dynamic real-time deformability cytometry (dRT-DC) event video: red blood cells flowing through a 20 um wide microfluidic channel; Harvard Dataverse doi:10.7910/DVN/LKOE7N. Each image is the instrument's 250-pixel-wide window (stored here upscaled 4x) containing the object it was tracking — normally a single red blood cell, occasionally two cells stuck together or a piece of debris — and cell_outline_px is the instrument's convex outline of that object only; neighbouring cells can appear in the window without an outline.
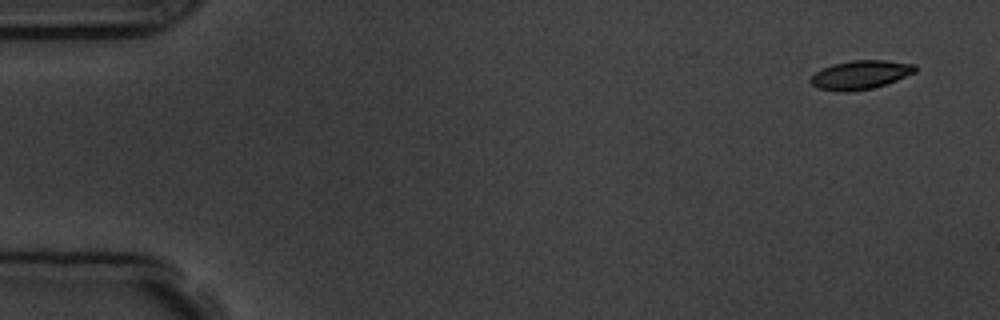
{"species": "common noctule bat (a hibernating species)", "species_latin": "Nyctalus noctula", "temperature_condition": "room temperature", "stored_images_in_passage": 4, "camera_frame_rate_fps": 3000, "um_per_image_px": 0.085, "animal": {"sex": "male", "body_mass_g": 19.5, "forearm_length_mm": 54.6}, "frame": {"image": 1, "passage_image": 1, "time_ms": 0.0, "image_size_px": [1000, 320], "cell_outline_px": [[916, 72], [896, 80], [872, 88], [848, 92], [844, 92], [816, 88], [808, 80], [816, 72], [832, 64], [852, 60], [884, 60], [916, 64]], "centroid_in_image_um": [73.13, 6.35], "position_along_channel_um": 11.9, "area_um2": 17.46}}
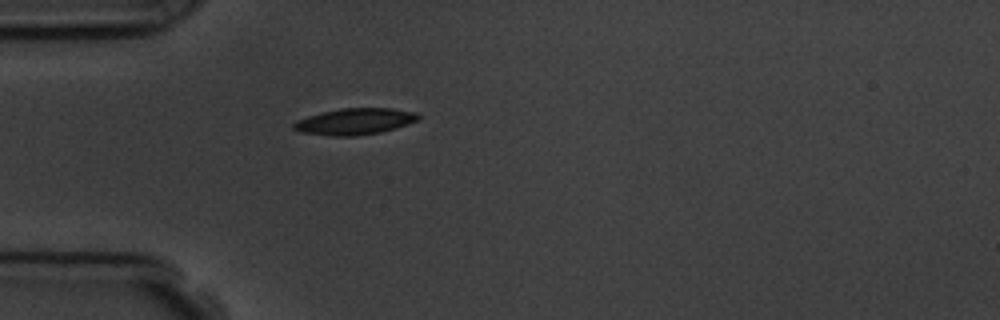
{"frame": {"image": 2, "passage_image": 4, "time_ms": 4.333, "image_size_px": [1000, 320], "cell_outline_px": [[420, 116], [416, 120], [408, 124], [396, 128], [380, 132], [356, 136], [332, 136], [300, 132], [292, 128], [292, 124], [296, 120], [320, 112], [340, 108], [392, 108], [416, 112]], "centroid_in_image_um": [30.13, 10.32], "position_along_channel_um": 54.9, "area_um2": 19.25}}